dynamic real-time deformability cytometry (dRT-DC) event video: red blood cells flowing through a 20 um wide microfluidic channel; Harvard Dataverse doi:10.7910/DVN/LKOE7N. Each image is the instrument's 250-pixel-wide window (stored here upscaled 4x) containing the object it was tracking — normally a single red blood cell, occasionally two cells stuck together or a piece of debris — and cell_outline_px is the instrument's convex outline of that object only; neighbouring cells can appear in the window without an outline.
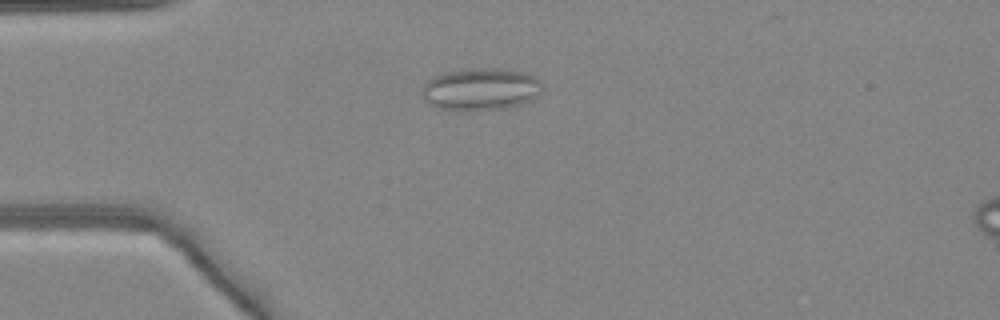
{"species": "common noctule bat (a hibernating species)", "species_latin": "Nyctalus noctula", "temperature_condition": "warm", "stored_images_in_passage": 49, "camera_frame_rate_fps": 3000, "um_per_image_px": 0.085, "animal": {"sex": "female", "body_mass_g": 24.6, "forearm_length_mm": 56.2}, "frame": {"image": 1, "passage_image": 13, "time_ms": 4.0, "image_size_px": [1000, 320], "cell_outline_px": [[544, 92], [540, 96], [520, 104], [508, 108], [436, 108], [428, 104], [420, 96], [420, 88], [432, 76], [444, 72], [472, 68], [500, 68], [524, 72], [540, 80], [544, 84]], "centroid_in_image_um": [40.87, 7.54], "position_along_channel_um": 44.1, "area_um2": 29.71}}
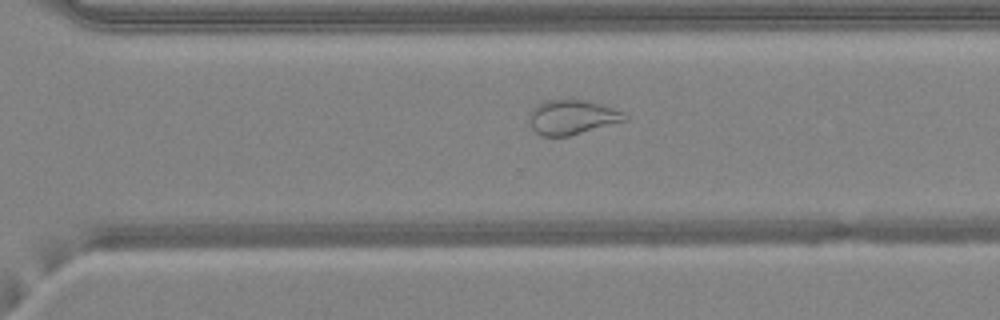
{"frame": {"image": 2, "passage_image": 34, "time_ms": 11.0, "image_size_px": [1000, 320], "cell_outline_px": [[628, 120], [568, 136], [540, 136], [532, 128], [528, 120], [528, 112], [536, 104], [544, 100], [584, 100], [600, 104], [624, 112], [628, 116]], "centroid_in_image_um": [48.58, 9.96], "position_along_channel_um": 322.0, "area_um2": 19.36}}
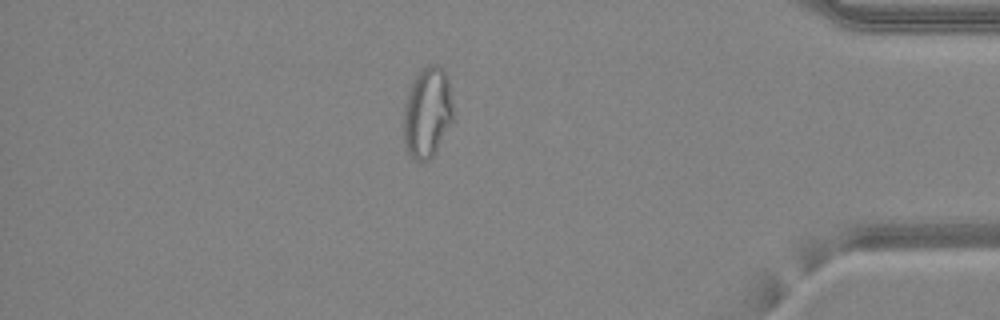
{"frame": {"image": 3, "passage_image": 42, "time_ms": 13.667, "image_size_px": [1000, 320], "cell_outline_px": [[452, 120], [432, 156], [428, 160], [420, 164], [408, 152], [404, 144], [404, 108], [408, 92], [416, 76], [428, 64], [440, 64], [444, 68], [448, 76], [452, 104]], "centroid_in_image_um": [36.32, 9.54], "position_along_channel_um": 398.9, "area_um2": 25.89}, "authors_computed_cell_mechanics": {"area_um2": 25.8944, "velocity_mm_per_s": 4.2712, "shape_relaxation_time_tau1_ms": null, "shape_relaxation_time_tau2_ms": 0.9076, "deformation_change_tau1": null, "deformation_change_tau2": 0.0834}}